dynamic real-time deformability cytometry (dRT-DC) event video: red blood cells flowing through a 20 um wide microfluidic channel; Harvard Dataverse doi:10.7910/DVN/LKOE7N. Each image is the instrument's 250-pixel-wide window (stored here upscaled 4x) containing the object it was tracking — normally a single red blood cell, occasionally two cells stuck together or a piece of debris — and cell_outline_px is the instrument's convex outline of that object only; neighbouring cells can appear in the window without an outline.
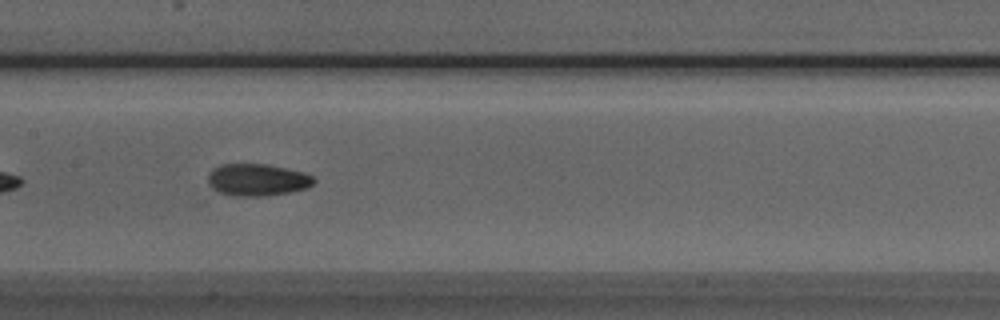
{"species": "Egyptian fruit bat (a non-hibernating species)", "species_latin": "Rousettus aegyptiacus", "temperature_condition": "room temperature", "stored_images_in_passage": 33, "camera_frame_rate_fps": 3000, "um_per_image_px": 0.085, "animal": {"sex": "male"}, "frame": {"image": 1, "passage_image": 11, "time_ms": 3.333, "image_size_px": [1000, 320], "cell_outline_px": [[316, 180], [308, 188], [268, 196], [236, 196], [220, 192], [212, 188], [208, 184], [208, 172], [212, 168], [220, 164], [268, 164], [304, 172], [312, 176]], "centroid_in_image_um": [21.85, 15.28], "position_along_channel_um": 185.5, "area_um2": 19.94}}
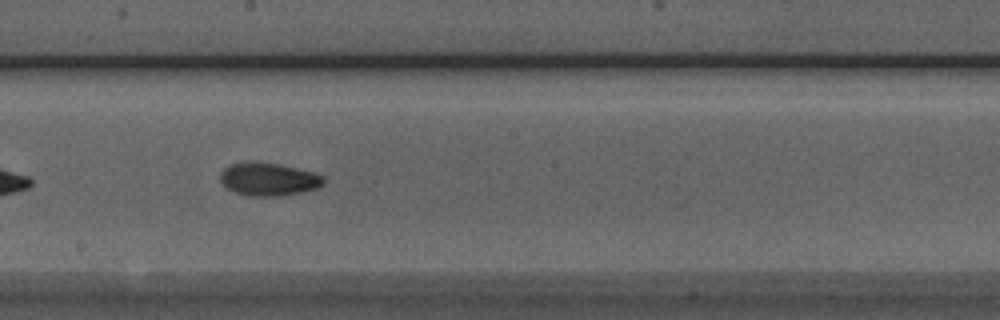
{"frame": {"image": 2, "passage_image": 14, "time_ms": 4.333, "image_size_px": [1000, 320], "cell_outline_px": [[324, 184], [316, 188], [300, 192], [280, 196], [248, 196], [232, 192], [220, 180], [220, 172], [224, 168], [232, 164], [248, 160], [252, 160], [276, 164], [316, 172], [324, 176]], "centroid_in_image_um": [22.81, 15.22], "position_along_channel_um": 225.4, "area_um2": 20.06}}
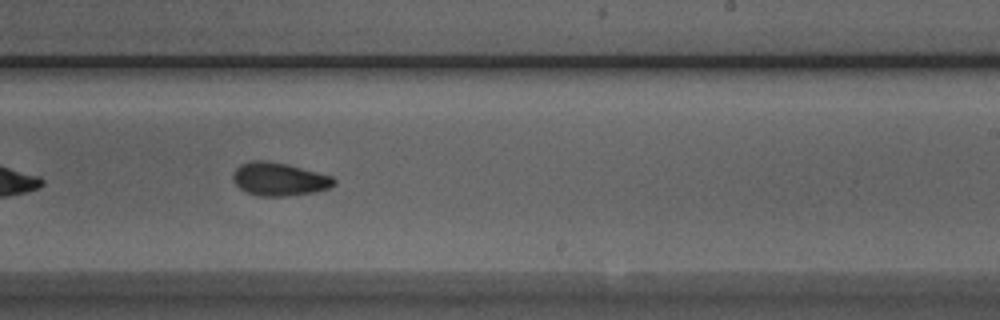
{"frame": {"image": 3, "passage_image": 17, "time_ms": 5.333, "image_size_px": [1000, 320], "cell_outline_px": [[336, 184], [328, 188], [312, 192], [288, 196], [256, 196], [240, 188], [232, 180], [232, 176], [236, 168], [240, 164], [252, 160], [264, 160], [288, 164], [332, 176], [336, 180]], "centroid_in_image_um": [23.71, 15.22], "position_along_channel_um": 265.3, "area_um2": 19.54}, "authors_computed_cell_mechanics": {"area_um2": 19.4786, "velocity_mm_per_s": 3.9992, "shape_relaxation_time_tau1_ms": 3.4847, "shape_relaxation_time_tau2_ms": 2.506, "deformation_change_tau1": 0.0996, "deformation_change_tau2": 0.0641}}